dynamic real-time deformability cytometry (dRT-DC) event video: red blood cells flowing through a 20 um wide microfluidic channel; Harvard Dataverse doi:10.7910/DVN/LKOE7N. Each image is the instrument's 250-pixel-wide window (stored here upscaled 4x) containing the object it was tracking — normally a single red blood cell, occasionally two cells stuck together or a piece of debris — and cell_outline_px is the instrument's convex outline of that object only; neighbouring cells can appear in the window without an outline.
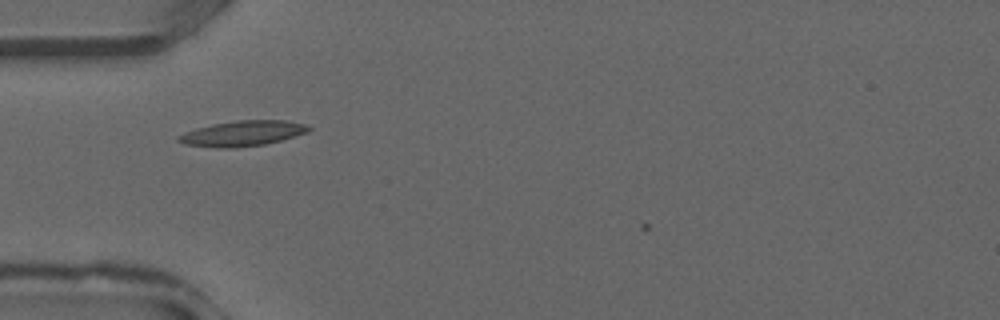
{"species": "common noctule bat (a hibernating species)", "species_latin": "Nyctalus noctula", "temperature_condition": "warm", "stored_images_in_passage": 6, "camera_frame_rate_fps": 3000, "um_per_image_px": 0.085, "animal": {"sex": "male", "forearm_length_mm": 52.5}, "frame": {"image": 1, "passage_image": 3, "time_ms": 0.667, "image_size_px": [1000, 320], "cell_outline_px": [[312, 128], [308, 132], [280, 140], [264, 144], [232, 148], [216, 148], [184, 144], [176, 140], [176, 136], [184, 132], [196, 128], [212, 124], [236, 120], [284, 120], [304, 124]], "centroid_in_image_um": [20.56, 11.34], "position_along_channel_um": 64.4, "area_um2": 19.25}}
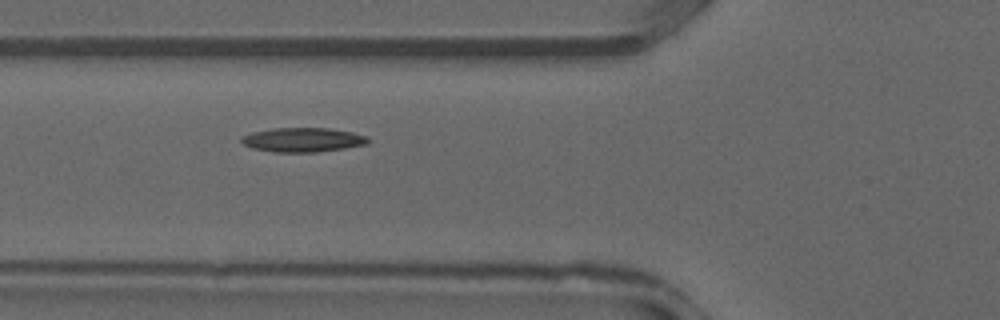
{"frame": {"image": 2, "passage_image": 5, "time_ms": 1.333, "image_size_px": [1000, 320], "cell_outline_px": [[368, 144], [344, 148], [316, 152], [272, 152], [252, 148], [244, 144], [240, 140], [244, 136], [252, 132], [272, 128], [328, 128], [352, 132], [368, 136]], "centroid_in_image_um": [25.75, 11.88], "position_along_channel_um": 100.1, "area_um2": 17.86}}